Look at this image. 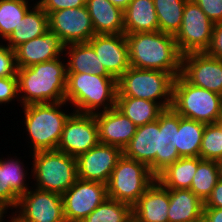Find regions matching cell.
<instances>
[{"mask_svg":"<svg viewBox=\"0 0 222 222\" xmlns=\"http://www.w3.org/2000/svg\"><path fill=\"white\" fill-rule=\"evenodd\" d=\"M20 109L22 111L19 113L23 118L20 120V125L22 124L24 130L20 135L26 136V138L20 136V139L22 138L27 144L26 148L30 149L28 154L56 150L64 125L74 112L73 108L66 101H62L24 105Z\"/></svg>","mask_w":222,"mask_h":222,"instance_id":"6da1fadb","label":"cell"},{"mask_svg":"<svg viewBox=\"0 0 222 222\" xmlns=\"http://www.w3.org/2000/svg\"><path fill=\"white\" fill-rule=\"evenodd\" d=\"M18 95L20 105L65 101L67 63L65 56L18 68Z\"/></svg>","mask_w":222,"mask_h":222,"instance_id":"7a4b0ae2","label":"cell"},{"mask_svg":"<svg viewBox=\"0 0 222 222\" xmlns=\"http://www.w3.org/2000/svg\"><path fill=\"white\" fill-rule=\"evenodd\" d=\"M130 66L160 70L174 78L181 74L182 54L174 35L161 31L125 34Z\"/></svg>","mask_w":222,"mask_h":222,"instance_id":"3957f363","label":"cell"},{"mask_svg":"<svg viewBox=\"0 0 222 222\" xmlns=\"http://www.w3.org/2000/svg\"><path fill=\"white\" fill-rule=\"evenodd\" d=\"M117 79L91 73H67L65 101L74 112L96 114L112 109L117 101Z\"/></svg>","mask_w":222,"mask_h":222,"instance_id":"277c9868","label":"cell"},{"mask_svg":"<svg viewBox=\"0 0 222 222\" xmlns=\"http://www.w3.org/2000/svg\"><path fill=\"white\" fill-rule=\"evenodd\" d=\"M28 157L32 160V186L35 188L62 195L78 178L76 158L57 149L35 152Z\"/></svg>","mask_w":222,"mask_h":222,"instance_id":"5b68a950","label":"cell"},{"mask_svg":"<svg viewBox=\"0 0 222 222\" xmlns=\"http://www.w3.org/2000/svg\"><path fill=\"white\" fill-rule=\"evenodd\" d=\"M171 107L181 117L204 124L217 123L222 118V96L194 86L181 74L174 78Z\"/></svg>","mask_w":222,"mask_h":222,"instance_id":"8992f818","label":"cell"},{"mask_svg":"<svg viewBox=\"0 0 222 222\" xmlns=\"http://www.w3.org/2000/svg\"><path fill=\"white\" fill-rule=\"evenodd\" d=\"M173 82L174 77L170 73L130 66L117 79V96L154 101L168 109L172 106Z\"/></svg>","mask_w":222,"mask_h":222,"instance_id":"52a82bcc","label":"cell"},{"mask_svg":"<svg viewBox=\"0 0 222 222\" xmlns=\"http://www.w3.org/2000/svg\"><path fill=\"white\" fill-rule=\"evenodd\" d=\"M155 180L147 165L122 155L107 183V196L133 206Z\"/></svg>","mask_w":222,"mask_h":222,"instance_id":"ba28073f","label":"cell"},{"mask_svg":"<svg viewBox=\"0 0 222 222\" xmlns=\"http://www.w3.org/2000/svg\"><path fill=\"white\" fill-rule=\"evenodd\" d=\"M214 23L194 0H187L179 31L174 35L179 52H206L212 41Z\"/></svg>","mask_w":222,"mask_h":222,"instance_id":"9c48e42d","label":"cell"},{"mask_svg":"<svg viewBox=\"0 0 222 222\" xmlns=\"http://www.w3.org/2000/svg\"><path fill=\"white\" fill-rule=\"evenodd\" d=\"M107 196V185L77 178L62 194L66 222H82Z\"/></svg>","mask_w":222,"mask_h":222,"instance_id":"30bf717a","label":"cell"},{"mask_svg":"<svg viewBox=\"0 0 222 222\" xmlns=\"http://www.w3.org/2000/svg\"><path fill=\"white\" fill-rule=\"evenodd\" d=\"M26 222H66L62 195L31 187L13 210Z\"/></svg>","mask_w":222,"mask_h":222,"instance_id":"8fae6325","label":"cell"},{"mask_svg":"<svg viewBox=\"0 0 222 222\" xmlns=\"http://www.w3.org/2000/svg\"><path fill=\"white\" fill-rule=\"evenodd\" d=\"M99 143L95 116L73 112L64 125L57 150L77 158Z\"/></svg>","mask_w":222,"mask_h":222,"instance_id":"7c38bea8","label":"cell"},{"mask_svg":"<svg viewBox=\"0 0 222 222\" xmlns=\"http://www.w3.org/2000/svg\"><path fill=\"white\" fill-rule=\"evenodd\" d=\"M48 22L49 29L65 46L72 43H87L95 35L86 6L50 12Z\"/></svg>","mask_w":222,"mask_h":222,"instance_id":"4fadbf2b","label":"cell"},{"mask_svg":"<svg viewBox=\"0 0 222 222\" xmlns=\"http://www.w3.org/2000/svg\"><path fill=\"white\" fill-rule=\"evenodd\" d=\"M181 75L191 84L222 96V60L206 52L182 55Z\"/></svg>","mask_w":222,"mask_h":222,"instance_id":"5bb4252c","label":"cell"},{"mask_svg":"<svg viewBox=\"0 0 222 222\" xmlns=\"http://www.w3.org/2000/svg\"><path fill=\"white\" fill-rule=\"evenodd\" d=\"M122 155L121 148L99 143L76 158L77 177L107 185L111 173Z\"/></svg>","mask_w":222,"mask_h":222,"instance_id":"9a60e30c","label":"cell"},{"mask_svg":"<svg viewBox=\"0 0 222 222\" xmlns=\"http://www.w3.org/2000/svg\"><path fill=\"white\" fill-rule=\"evenodd\" d=\"M87 43L114 78L118 79L130 67L125 34H95Z\"/></svg>","mask_w":222,"mask_h":222,"instance_id":"2e32d148","label":"cell"},{"mask_svg":"<svg viewBox=\"0 0 222 222\" xmlns=\"http://www.w3.org/2000/svg\"><path fill=\"white\" fill-rule=\"evenodd\" d=\"M64 48L60 38L49 29L42 36L24 42L14 49L17 66L24 68L54 60L64 55Z\"/></svg>","mask_w":222,"mask_h":222,"instance_id":"e0dca14e","label":"cell"},{"mask_svg":"<svg viewBox=\"0 0 222 222\" xmlns=\"http://www.w3.org/2000/svg\"><path fill=\"white\" fill-rule=\"evenodd\" d=\"M94 116L101 144L117 146L123 150L136 133L137 126L116 106Z\"/></svg>","mask_w":222,"mask_h":222,"instance_id":"ac0fdd59","label":"cell"},{"mask_svg":"<svg viewBox=\"0 0 222 222\" xmlns=\"http://www.w3.org/2000/svg\"><path fill=\"white\" fill-rule=\"evenodd\" d=\"M122 152L125 157L147 165L156 177V153L159 152L158 120L137 127L136 133Z\"/></svg>","mask_w":222,"mask_h":222,"instance_id":"d6986e66","label":"cell"},{"mask_svg":"<svg viewBox=\"0 0 222 222\" xmlns=\"http://www.w3.org/2000/svg\"><path fill=\"white\" fill-rule=\"evenodd\" d=\"M169 189L157 179L132 206L134 222H168Z\"/></svg>","mask_w":222,"mask_h":222,"instance_id":"ffe728a7","label":"cell"},{"mask_svg":"<svg viewBox=\"0 0 222 222\" xmlns=\"http://www.w3.org/2000/svg\"><path fill=\"white\" fill-rule=\"evenodd\" d=\"M159 152L156 153V177L180 158L177 148L179 114L172 108L164 109L158 117Z\"/></svg>","mask_w":222,"mask_h":222,"instance_id":"44dd1931","label":"cell"},{"mask_svg":"<svg viewBox=\"0 0 222 222\" xmlns=\"http://www.w3.org/2000/svg\"><path fill=\"white\" fill-rule=\"evenodd\" d=\"M95 34H124L123 10L109 0H88L85 5Z\"/></svg>","mask_w":222,"mask_h":222,"instance_id":"7402d4cb","label":"cell"},{"mask_svg":"<svg viewBox=\"0 0 222 222\" xmlns=\"http://www.w3.org/2000/svg\"><path fill=\"white\" fill-rule=\"evenodd\" d=\"M123 16L124 34L159 31L153 0H131Z\"/></svg>","mask_w":222,"mask_h":222,"instance_id":"603a6c76","label":"cell"},{"mask_svg":"<svg viewBox=\"0 0 222 222\" xmlns=\"http://www.w3.org/2000/svg\"><path fill=\"white\" fill-rule=\"evenodd\" d=\"M47 30H49L48 14L35 3L4 43L15 49L24 42L42 36Z\"/></svg>","mask_w":222,"mask_h":222,"instance_id":"cb8c5ba5","label":"cell"},{"mask_svg":"<svg viewBox=\"0 0 222 222\" xmlns=\"http://www.w3.org/2000/svg\"><path fill=\"white\" fill-rule=\"evenodd\" d=\"M67 73H91L112 76L100 62L95 50L88 43H72L64 48Z\"/></svg>","mask_w":222,"mask_h":222,"instance_id":"d4e9b609","label":"cell"},{"mask_svg":"<svg viewBox=\"0 0 222 222\" xmlns=\"http://www.w3.org/2000/svg\"><path fill=\"white\" fill-rule=\"evenodd\" d=\"M168 222L201 220L204 203L190 189H169Z\"/></svg>","mask_w":222,"mask_h":222,"instance_id":"484cf974","label":"cell"},{"mask_svg":"<svg viewBox=\"0 0 222 222\" xmlns=\"http://www.w3.org/2000/svg\"><path fill=\"white\" fill-rule=\"evenodd\" d=\"M14 154L15 152H12V154L10 152V154L6 155L7 157L3 154L0 155V164L5 168L6 184H9L10 188L20 197L32 187V171H29L32 170V168L29 167L31 160L27 163L24 160L27 158L26 154L24 157H17V153L15 156Z\"/></svg>","mask_w":222,"mask_h":222,"instance_id":"4316f807","label":"cell"},{"mask_svg":"<svg viewBox=\"0 0 222 222\" xmlns=\"http://www.w3.org/2000/svg\"><path fill=\"white\" fill-rule=\"evenodd\" d=\"M197 166L198 157H180L156 179L167 189H190Z\"/></svg>","mask_w":222,"mask_h":222,"instance_id":"83f0119b","label":"cell"},{"mask_svg":"<svg viewBox=\"0 0 222 222\" xmlns=\"http://www.w3.org/2000/svg\"><path fill=\"white\" fill-rule=\"evenodd\" d=\"M116 107L137 127L157 120L164 110L154 101L127 96H117Z\"/></svg>","mask_w":222,"mask_h":222,"instance_id":"f1b7e54d","label":"cell"},{"mask_svg":"<svg viewBox=\"0 0 222 222\" xmlns=\"http://www.w3.org/2000/svg\"><path fill=\"white\" fill-rule=\"evenodd\" d=\"M205 125L179 115L177 145L175 147L180 157H199Z\"/></svg>","mask_w":222,"mask_h":222,"instance_id":"f546056e","label":"cell"},{"mask_svg":"<svg viewBox=\"0 0 222 222\" xmlns=\"http://www.w3.org/2000/svg\"><path fill=\"white\" fill-rule=\"evenodd\" d=\"M219 180L217 161L202 160L198 157V166L190 190L205 203Z\"/></svg>","mask_w":222,"mask_h":222,"instance_id":"4dcf8cb0","label":"cell"},{"mask_svg":"<svg viewBox=\"0 0 222 222\" xmlns=\"http://www.w3.org/2000/svg\"><path fill=\"white\" fill-rule=\"evenodd\" d=\"M158 17L159 31L175 35L182 23L187 0H153Z\"/></svg>","mask_w":222,"mask_h":222,"instance_id":"1f68e13d","label":"cell"},{"mask_svg":"<svg viewBox=\"0 0 222 222\" xmlns=\"http://www.w3.org/2000/svg\"><path fill=\"white\" fill-rule=\"evenodd\" d=\"M35 3L34 0H0V42H4L10 36Z\"/></svg>","mask_w":222,"mask_h":222,"instance_id":"d6a6232c","label":"cell"},{"mask_svg":"<svg viewBox=\"0 0 222 222\" xmlns=\"http://www.w3.org/2000/svg\"><path fill=\"white\" fill-rule=\"evenodd\" d=\"M132 220L131 205L108 197L82 222H131Z\"/></svg>","mask_w":222,"mask_h":222,"instance_id":"836d02e7","label":"cell"},{"mask_svg":"<svg viewBox=\"0 0 222 222\" xmlns=\"http://www.w3.org/2000/svg\"><path fill=\"white\" fill-rule=\"evenodd\" d=\"M199 157L202 160L222 159V128L217 124H206Z\"/></svg>","mask_w":222,"mask_h":222,"instance_id":"e575fe53","label":"cell"},{"mask_svg":"<svg viewBox=\"0 0 222 222\" xmlns=\"http://www.w3.org/2000/svg\"><path fill=\"white\" fill-rule=\"evenodd\" d=\"M16 101L20 104L17 76L0 78V108H6L10 103L14 105Z\"/></svg>","mask_w":222,"mask_h":222,"instance_id":"d590c367","label":"cell"},{"mask_svg":"<svg viewBox=\"0 0 222 222\" xmlns=\"http://www.w3.org/2000/svg\"><path fill=\"white\" fill-rule=\"evenodd\" d=\"M15 50L0 42V78L17 76Z\"/></svg>","mask_w":222,"mask_h":222,"instance_id":"8d00e7d4","label":"cell"},{"mask_svg":"<svg viewBox=\"0 0 222 222\" xmlns=\"http://www.w3.org/2000/svg\"><path fill=\"white\" fill-rule=\"evenodd\" d=\"M18 201L19 196L6 184L5 168L0 164V205L7 211H12Z\"/></svg>","mask_w":222,"mask_h":222,"instance_id":"74e56055","label":"cell"},{"mask_svg":"<svg viewBox=\"0 0 222 222\" xmlns=\"http://www.w3.org/2000/svg\"><path fill=\"white\" fill-rule=\"evenodd\" d=\"M88 0H38L36 3L47 13L67 8H80L87 4Z\"/></svg>","mask_w":222,"mask_h":222,"instance_id":"f35d334b","label":"cell"},{"mask_svg":"<svg viewBox=\"0 0 222 222\" xmlns=\"http://www.w3.org/2000/svg\"><path fill=\"white\" fill-rule=\"evenodd\" d=\"M206 16L215 24L222 22V0H194Z\"/></svg>","mask_w":222,"mask_h":222,"instance_id":"ab89813d","label":"cell"},{"mask_svg":"<svg viewBox=\"0 0 222 222\" xmlns=\"http://www.w3.org/2000/svg\"><path fill=\"white\" fill-rule=\"evenodd\" d=\"M206 53L222 60V22L214 24L212 41Z\"/></svg>","mask_w":222,"mask_h":222,"instance_id":"60d3db41","label":"cell"},{"mask_svg":"<svg viewBox=\"0 0 222 222\" xmlns=\"http://www.w3.org/2000/svg\"><path fill=\"white\" fill-rule=\"evenodd\" d=\"M204 208H222V181L215 185L212 194L204 203Z\"/></svg>","mask_w":222,"mask_h":222,"instance_id":"b9f144b4","label":"cell"},{"mask_svg":"<svg viewBox=\"0 0 222 222\" xmlns=\"http://www.w3.org/2000/svg\"><path fill=\"white\" fill-rule=\"evenodd\" d=\"M204 222H222V208H203Z\"/></svg>","mask_w":222,"mask_h":222,"instance_id":"7bdbcfd3","label":"cell"},{"mask_svg":"<svg viewBox=\"0 0 222 222\" xmlns=\"http://www.w3.org/2000/svg\"><path fill=\"white\" fill-rule=\"evenodd\" d=\"M6 217V218H5ZM8 218V219H7ZM26 222L21 217H19L13 210L7 211L4 215L2 222Z\"/></svg>","mask_w":222,"mask_h":222,"instance_id":"ee69618b","label":"cell"},{"mask_svg":"<svg viewBox=\"0 0 222 222\" xmlns=\"http://www.w3.org/2000/svg\"><path fill=\"white\" fill-rule=\"evenodd\" d=\"M113 5L119 7L123 11L128 7L131 0H109Z\"/></svg>","mask_w":222,"mask_h":222,"instance_id":"f6af8a7d","label":"cell"},{"mask_svg":"<svg viewBox=\"0 0 222 222\" xmlns=\"http://www.w3.org/2000/svg\"><path fill=\"white\" fill-rule=\"evenodd\" d=\"M219 170V179L222 181V159L217 161Z\"/></svg>","mask_w":222,"mask_h":222,"instance_id":"bcb514c9","label":"cell"},{"mask_svg":"<svg viewBox=\"0 0 222 222\" xmlns=\"http://www.w3.org/2000/svg\"><path fill=\"white\" fill-rule=\"evenodd\" d=\"M7 212L6 209H4L1 205H0V222L3 221L4 215Z\"/></svg>","mask_w":222,"mask_h":222,"instance_id":"7dc6e473","label":"cell"},{"mask_svg":"<svg viewBox=\"0 0 222 222\" xmlns=\"http://www.w3.org/2000/svg\"><path fill=\"white\" fill-rule=\"evenodd\" d=\"M217 124L222 128V118L217 122Z\"/></svg>","mask_w":222,"mask_h":222,"instance_id":"c3c4849f","label":"cell"},{"mask_svg":"<svg viewBox=\"0 0 222 222\" xmlns=\"http://www.w3.org/2000/svg\"><path fill=\"white\" fill-rule=\"evenodd\" d=\"M191 222H204L203 219L201 220H196V221H191Z\"/></svg>","mask_w":222,"mask_h":222,"instance_id":"681fc988","label":"cell"}]
</instances>
